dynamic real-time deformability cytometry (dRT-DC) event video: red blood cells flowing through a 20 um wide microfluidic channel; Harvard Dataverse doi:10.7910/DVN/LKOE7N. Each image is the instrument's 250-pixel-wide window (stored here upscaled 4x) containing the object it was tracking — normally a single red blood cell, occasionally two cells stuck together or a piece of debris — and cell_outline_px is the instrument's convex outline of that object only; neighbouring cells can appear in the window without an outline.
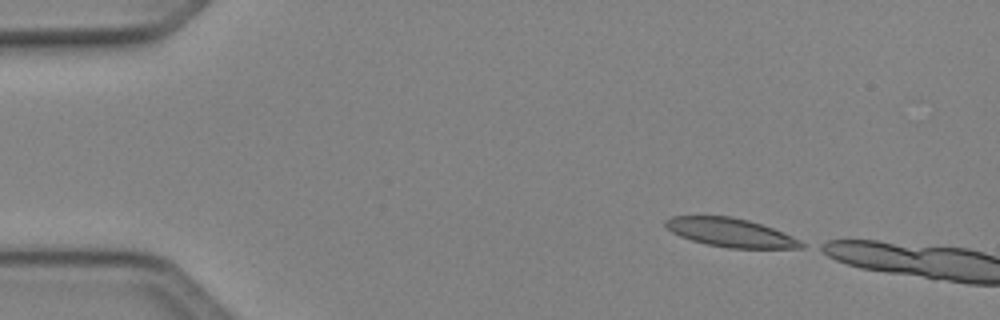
{"species": "Egyptian fruit bat (a non-hibernating species)", "species_latin": "Rousettus aegyptiacus", "temperature_condition": "cold", "stored_images_in_passage": 3, "camera_frame_rate_fps": 3000, "um_per_image_px": 0.085, "animal": {"sex": "female"}, "frame": {"image": 1, "passage_image": 1, "time_ms": 0.0, "image_size_px": [1000, 320], "cell_outline_px": [[808, 244], [804, 248], [728, 248], [708, 244], [692, 240], [680, 236], [672, 232], [664, 224], [664, 220], [672, 216], [732, 216], [748, 220], [772, 228], [792, 236]], "centroid_in_image_um": [62.12, 19.77], "position_along_channel_um": 22.9, "area_um2": 22.6}}